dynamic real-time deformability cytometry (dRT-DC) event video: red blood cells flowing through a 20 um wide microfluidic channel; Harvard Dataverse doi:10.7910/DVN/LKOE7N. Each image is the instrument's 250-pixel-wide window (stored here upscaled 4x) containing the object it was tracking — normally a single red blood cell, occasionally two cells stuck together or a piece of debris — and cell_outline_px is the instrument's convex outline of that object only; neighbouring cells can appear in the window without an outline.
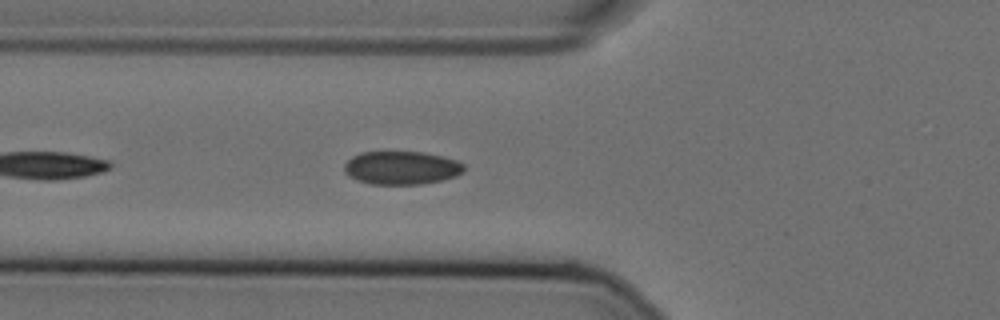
{"species": "Egyptian fruit bat (a non-hibernating species)", "species_latin": "Rousettus aegyptiacus", "temperature_condition": "cold", "stored_images_in_passage": 16, "camera_frame_rate_fps": 3000, "um_per_image_px": 0.085, "animal": {"sex": "female"}, "frame": {"image": 1, "passage_image": 2, "time_ms": 0.333, "image_size_px": [1000, 320], "cell_outline_px": [[464, 172], [456, 176], [440, 180], [420, 184], [372, 184], [356, 180], [348, 176], [344, 172], [344, 164], [352, 156], [360, 152], [424, 152], [456, 160], [464, 164]], "centroid_in_image_um": [34.1, 14.26], "position_along_channel_um": 91.7, "area_um2": 23.24}}
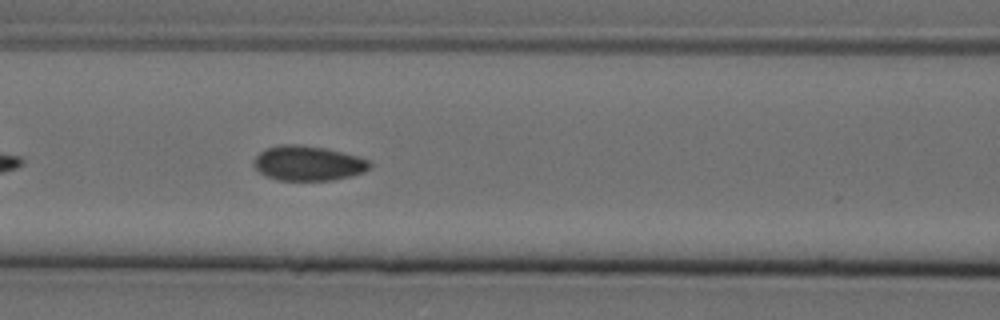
{"frame": {"image": 2, "passage_image": 6, "time_ms": 1.667, "image_size_px": [1000, 320], "cell_outline_px": [[372, 164], [364, 172], [332, 180], [276, 180], [264, 176], [252, 164], [256, 156], [264, 148], [280, 144], [300, 144], [324, 148], [356, 156], [368, 160]], "centroid_in_image_um": [26.12, 13.87], "position_along_channel_um": 140.5, "area_um2": 23.47}}
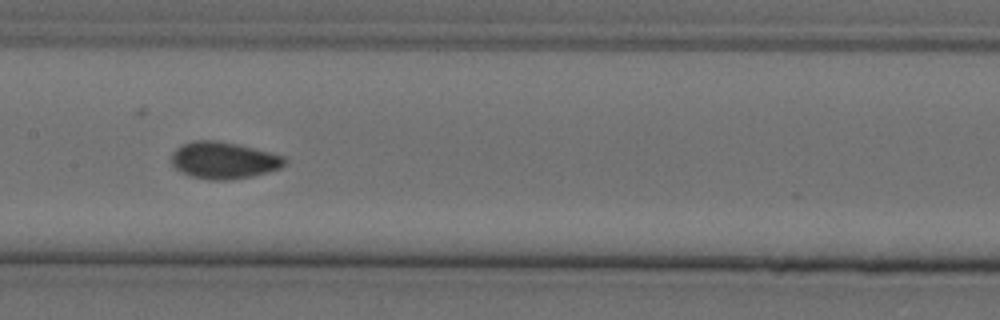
{"frame": {"image": 3, "passage_image": 10, "time_ms": 3.0, "image_size_px": [1000, 320], "cell_outline_px": [[288, 160], [280, 168], [268, 172], [252, 176], [228, 180], [208, 180], [192, 176], [180, 172], [172, 164], [172, 152], [180, 144], [192, 140], [216, 140], [236, 144], [284, 156]], "centroid_in_image_um": [18.98, 13.62], "position_along_channel_um": 188.4, "area_um2": 24.33}}